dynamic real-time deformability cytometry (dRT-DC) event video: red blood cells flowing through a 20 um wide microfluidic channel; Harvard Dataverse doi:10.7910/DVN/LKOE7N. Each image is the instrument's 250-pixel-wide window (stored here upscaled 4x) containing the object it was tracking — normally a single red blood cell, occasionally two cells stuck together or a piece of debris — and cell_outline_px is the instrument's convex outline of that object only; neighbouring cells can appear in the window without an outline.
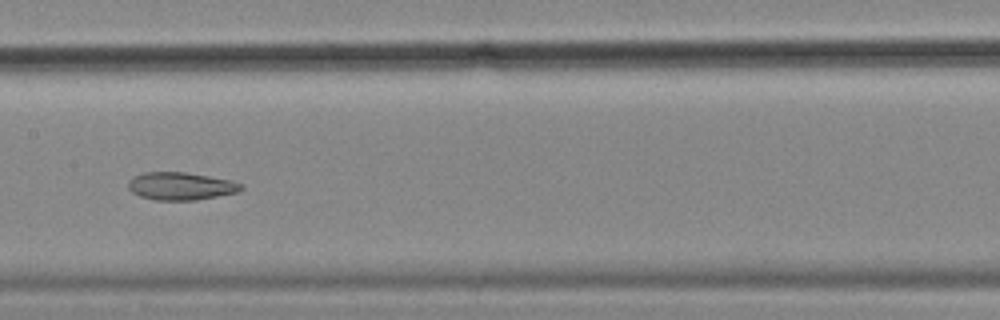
{"species": "common noctule bat (a hibernating species)", "species_latin": "Nyctalus noctula", "temperature_condition": "cold", "stored_images_in_passage": 8, "camera_frame_rate_fps": 3000, "um_per_image_px": 0.085, "animal": {"sex": "female", "body_mass_g": 18.4}, "frame": {"image": 1, "passage_image": 8, "time_ms": 2.333, "image_size_px": [1000, 320], "cell_outline_px": [[244, 188], [240, 192], [196, 200], [156, 200], [140, 196], [132, 192], [128, 188], [128, 180], [132, 176], [144, 172], [184, 172], [232, 180], [244, 184]], "centroid_in_image_um": [15.39, 15.82], "position_along_channel_um": 192.0, "area_um2": 18.44}}